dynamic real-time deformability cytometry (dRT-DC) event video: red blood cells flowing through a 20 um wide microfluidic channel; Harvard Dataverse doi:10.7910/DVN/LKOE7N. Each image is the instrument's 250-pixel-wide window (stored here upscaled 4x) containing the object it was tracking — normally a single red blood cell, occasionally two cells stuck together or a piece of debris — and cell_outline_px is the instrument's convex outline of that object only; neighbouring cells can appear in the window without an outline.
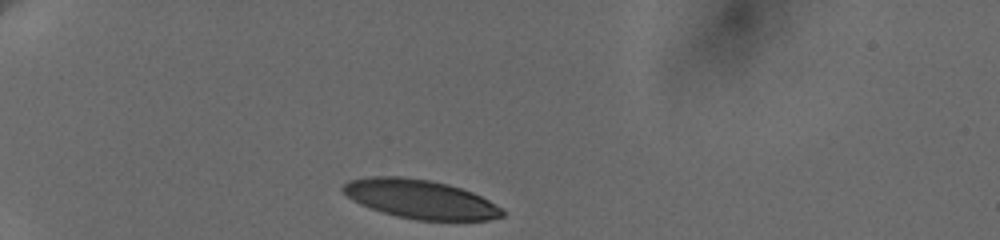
{"species": "human", "species_latin": "Homo sapiens", "temperature_condition": "cold", "stored_images_in_passage": 5, "camera_frame_rate_fps": 3000, "um_per_image_px": 0.085, "donor": {"sex": "female"}, "frame": {"image": 1, "passage_image": 1, "time_ms": 0.0, "image_size_px": [1000, 240], "cell_outline_px": [[504, 216], [488, 220], [416, 220], [396, 216], [380, 212], [360, 204], [352, 200], [340, 192], [340, 188], [348, 180], [368, 176], [400, 176], [432, 180], [448, 184], [472, 192], [504, 208]], "centroid_in_image_um": [35.68, 16.92], "position_along_channel_um": 49.3, "area_um2": 36.53}}
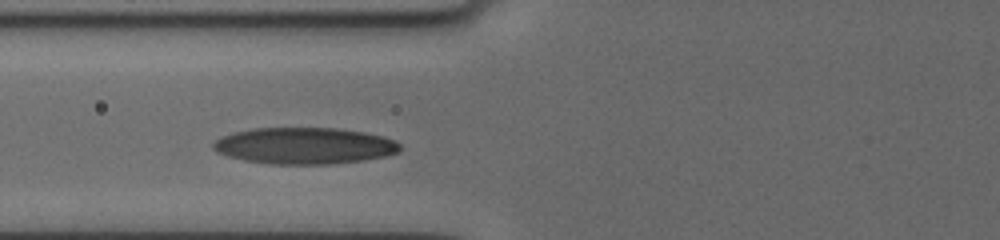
{"frame": {"image": 2, "passage_image": 4, "time_ms": 2.667, "image_size_px": [1000, 240], "cell_outline_px": [[400, 152], [384, 156], [364, 160], [328, 164], [272, 164], [244, 160], [228, 156], [216, 152], [212, 148], [212, 144], [220, 136], [232, 132], [256, 128], [332, 128], [364, 132], [384, 136], [400, 144]], "centroid_in_image_um": [25.84, 12.39], "position_along_channel_um": 100.0, "area_um2": 39.71}}
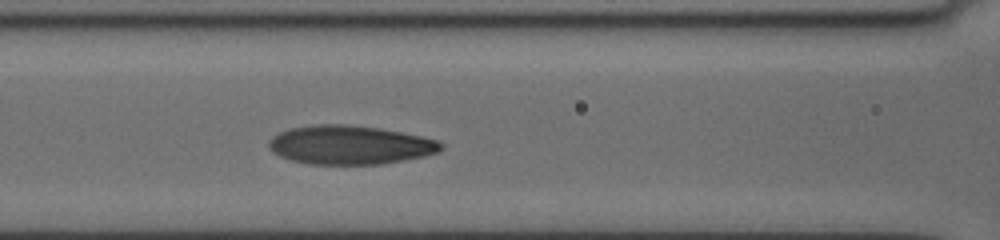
{"frame": {"image": 3, "passage_image": 5, "time_ms": 3.667, "image_size_px": [1000, 240], "cell_outline_px": [[444, 148], [440, 152], [424, 156], [380, 164], [308, 164], [288, 160], [272, 152], [268, 148], [268, 140], [272, 136], [280, 132], [292, 128], [316, 124], [344, 124], [380, 128], [420, 136], [436, 140], [444, 144]], "centroid_in_image_um": [29.72, 12.32], "position_along_channel_um": 136.9, "area_um2": 39.07}}